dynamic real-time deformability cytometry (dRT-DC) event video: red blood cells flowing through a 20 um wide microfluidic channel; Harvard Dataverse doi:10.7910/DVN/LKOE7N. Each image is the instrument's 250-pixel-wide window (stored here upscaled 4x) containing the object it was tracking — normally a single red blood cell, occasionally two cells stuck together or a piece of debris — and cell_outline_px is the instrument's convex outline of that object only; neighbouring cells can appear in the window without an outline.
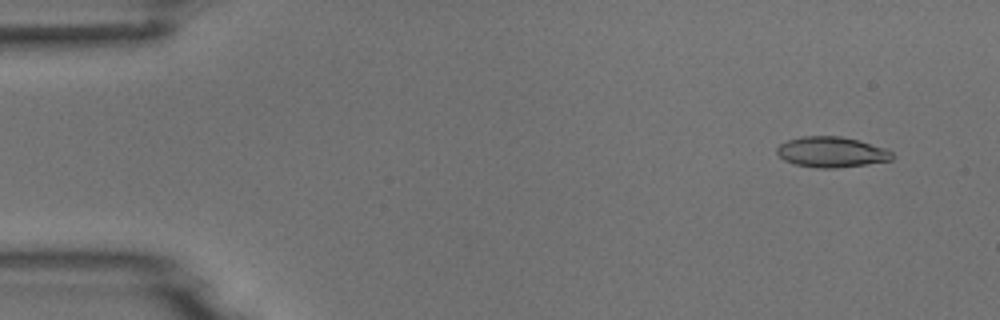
{"species": "common noctule bat (a hibernating species)", "species_latin": "Nyctalus noctula", "temperature_condition": "room temperature", "stored_images_in_passage": 53, "camera_frame_rate_fps": 3000, "um_per_image_px": 0.085, "animal": {"sex": "male", "body_mass_g": 18.8}, "frame": {"image": 1, "passage_image": 4, "time_ms": 1.0, "image_size_px": [1000, 320], "cell_outline_px": [[892, 160], [868, 164], [836, 168], [816, 168], [796, 164], [784, 160], [776, 152], [776, 148], [780, 144], [788, 140], [804, 136], [840, 136], [856, 140], [884, 148], [892, 152]], "centroid_in_image_um": [70.65, 12.93], "position_along_channel_um": 14.3, "area_um2": 20.29}}
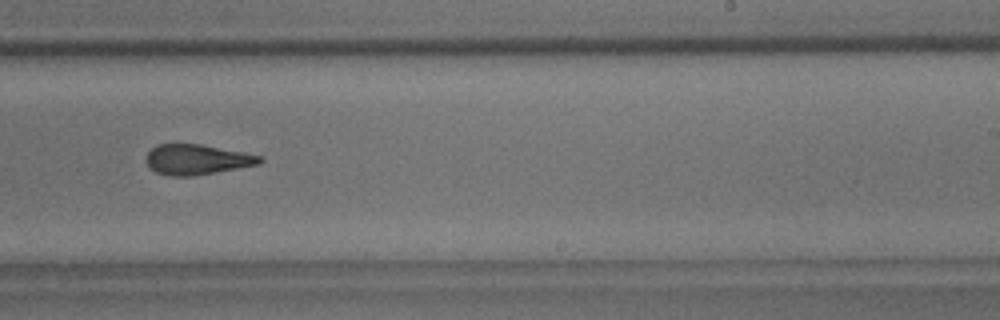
{"frame": {"image": 2, "passage_image": 33, "time_ms": 10.667, "image_size_px": [1000, 320], "cell_outline_px": [[264, 160], [260, 164], [192, 176], [172, 176], [156, 172], [148, 168], [144, 160], [148, 152], [156, 144], [200, 144], [244, 152], [264, 156]], "centroid_in_image_um": [16.72, 13.55], "position_along_channel_um": 272.3, "area_um2": 20.17}}
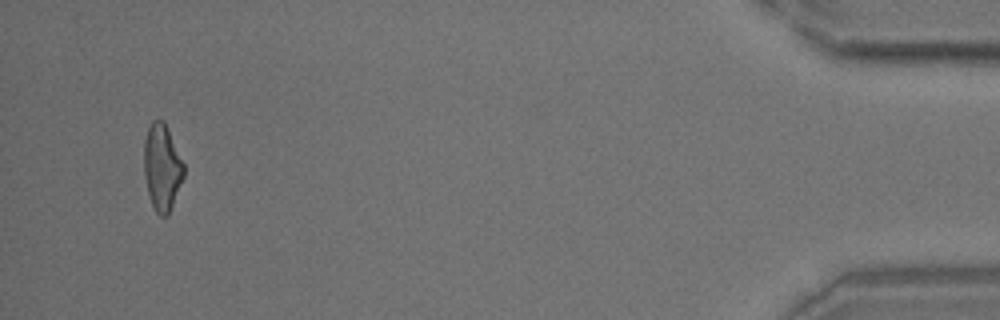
{"frame": {"image": 3, "passage_image": 51, "time_ms": 16.667, "image_size_px": [1000, 320], "cell_outline_px": [[184, 176], [168, 216], [160, 216], [156, 212], [152, 204], [148, 192], [144, 176], [144, 140], [148, 128], [152, 120], [164, 120], [184, 164]], "centroid_in_image_um": [13.77, 14.22], "position_along_channel_um": 421.4, "area_um2": 20.0}}